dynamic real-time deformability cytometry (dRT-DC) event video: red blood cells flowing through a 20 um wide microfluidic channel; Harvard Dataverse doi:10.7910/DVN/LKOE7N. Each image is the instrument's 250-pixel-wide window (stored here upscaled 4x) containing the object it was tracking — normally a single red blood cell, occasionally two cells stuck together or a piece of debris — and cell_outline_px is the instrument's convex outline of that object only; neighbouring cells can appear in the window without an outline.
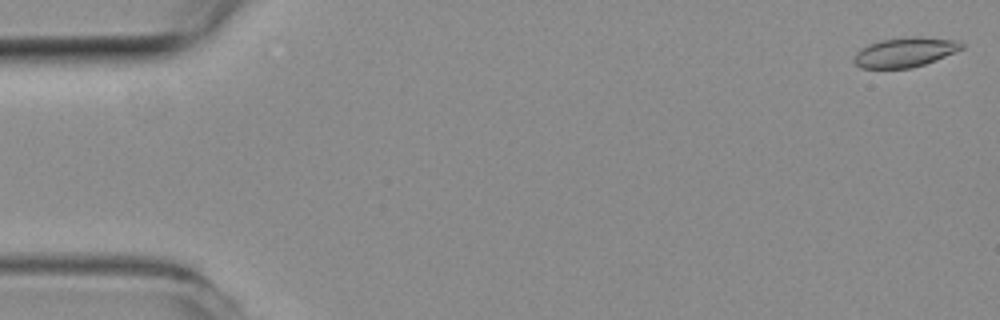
{"species": "common noctule bat (a hibernating species)", "species_latin": "Nyctalus noctula", "temperature_condition": "room temperature", "stored_images_in_passage": 52, "camera_frame_rate_fps": 3000, "um_per_image_px": 0.085, "animal": {"sex": "female", "body_mass_g": 19.3, "forearm_length_mm": 54.1}, "frame": {"image": 1, "passage_image": 1, "time_ms": 0.0, "image_size_px": [1000, 320], "cell_outline_px": [[964, 48], [936, 60], [912, 68], [860, 68], [852, 60], [856, 52], [860, 48], [868, 44], [880, 40], [908, 36], [916, 36], [952, 40], [964, 44]], "centroid_in_image_um": [76.88, 4.44], "position_along_channel_um": 8.1, "area_um2": 18.61}}
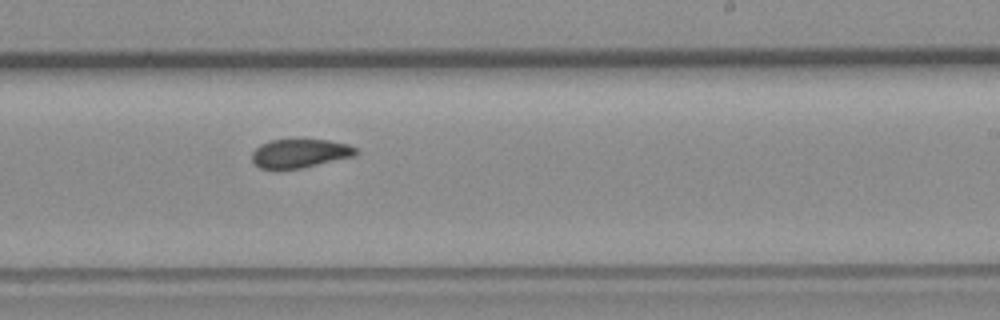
{"frame": {"image": 2, "passage_image": 31, "time_ms": 10.0, "image_size_px": [1000, 320], "cell_outline_px": [[356, 152], [352, 156], [300, 168], [276, 172], [260, 168], [252, 160], [252, 152], [260, 144], [272, 140], [296, 136], [328, 140], [348, 144], [356, 148]], "centroid_in_image_um": [25.4, 13.01], "position_along_channel_um": 263.6, "area_um2": 18.26}}
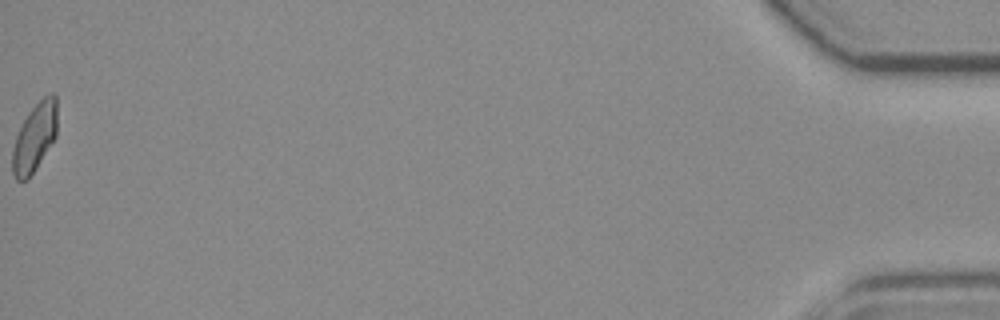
{"frame": {"image": 3, "passage_image": 52, "time_ms": 17.0, "image_size_px": [1000, 320], "cell_outline_px": [[56, 136], [36, 168], [28, 180], [16, 180], [12, 172], [12, 148], [16, 136], [28, 112], [44, 96], [52, 92], [56, 96]], "centroid_in_image_um": [2.93, 11.69], "position_along_channel_um": 432.3, "area_um2": 17.69}, "authors_computed_cell_mechanics": {"area_um2": 18.3515, "velocity_mm_per_s": 3.9692, "shape_relaxation_time_tau1_ms": 8.0441, "shape_relaxation_time_tau2_ms": 2.417, "deformation_change_tau1": 0.1442, "deformation_change_tau2": 0.0699}}